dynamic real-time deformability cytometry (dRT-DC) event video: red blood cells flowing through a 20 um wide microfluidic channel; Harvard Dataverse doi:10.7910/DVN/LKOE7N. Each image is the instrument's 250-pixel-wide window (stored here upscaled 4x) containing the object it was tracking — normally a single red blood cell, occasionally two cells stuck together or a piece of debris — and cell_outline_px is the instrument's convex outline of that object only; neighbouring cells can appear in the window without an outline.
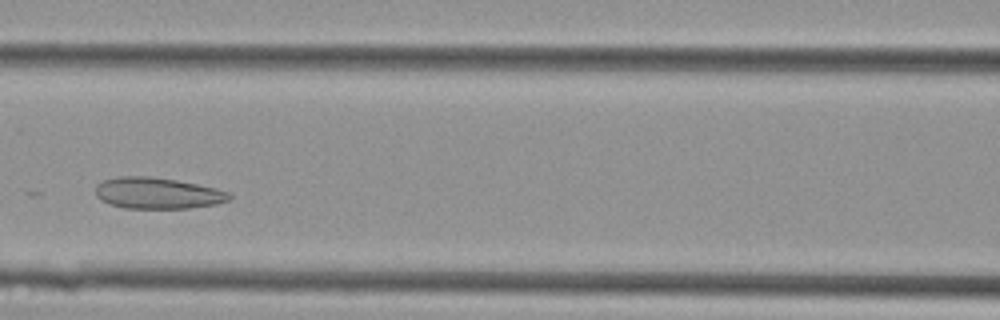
{"species": "Egyptian fruit bat (a non-hibernating species)", "species_latin": "Rousettus aegyptiacus", "temperature_condition": "cold", "stored_images_in_passage": 36, "camera_frame_rate_fps": 3000, "um_per_image_px": 0.085, "animal": {"sex": "female"}, "frame": {"image": 1, "passage_image": 12, "time_ms": 3.667, "image_size_px": [1000, 320], "cell_outline_px": [[232, 200], [216, 204], [188, 208], [124, 208], [108, 204], [100, 200], [96, 196], [96, 184], [104, 180], [116, 176], [148, 176], [176, 180], [216, 188], [228, 192], [232, 196]], "centroid_in_image_um": [13.37, 16.42], "position_along_channel_um": 153.2, "area_um2": 24.51}}
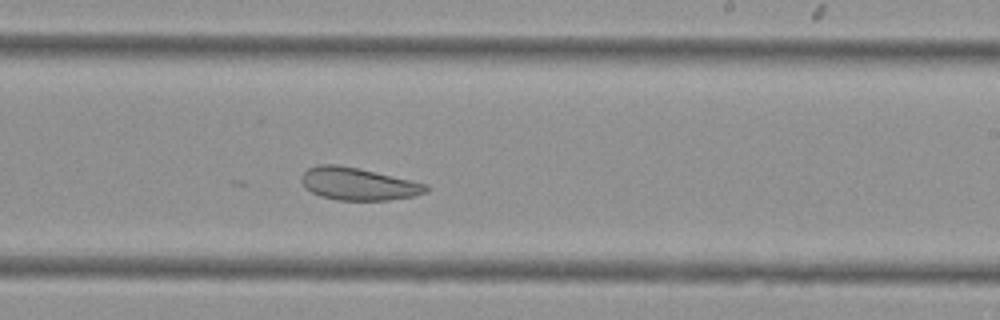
{"frame": {"image": 2, "passage_image": 19, "time_ms": 6.0, "image_size_px": [1000, 320], "cell_outline_px": [[428, 192], [412, 196], [388, 200], [336, 200], [320, 196], [312, 192], [300, 180], [304, 172], [308, 168], [316, 164], [336, 164], [356, 168], [428, 184]], "centroid_in_image_um": [30.43, 15.63], "position_along_channel_um": 258.6, "area_um2": 23.29}}
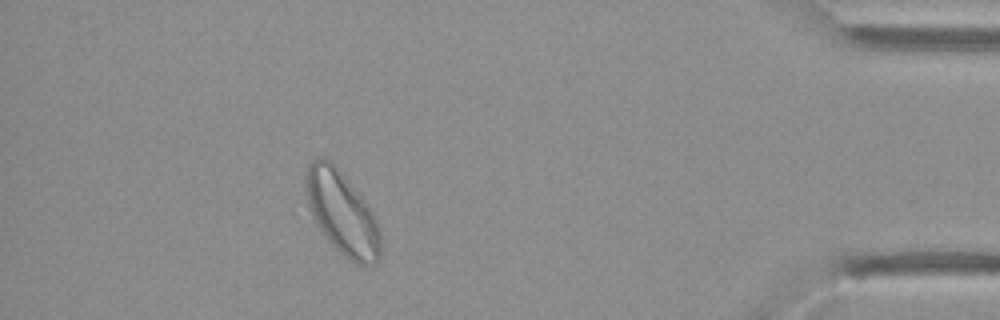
{"frame": {"image": 3, "passage_image": 32, "time_ms": 10.333, "image_size_px": [1000, 320], "cell_outline_px": [[380, 260], [376, 264], [368, 268], [364, 268], [348, 260], [328, 240], [316, 224], [308, 208], [304, 184], [304, 176], [308, 164], [316, 156], [324, 156], [332, 160], [364, 200], [372, 212], [380, 228]], "centroid_in_image_um": [29.05, 18.1], "position_along_channel_um": 406.1, "area_um2": 37.05}}